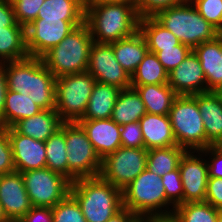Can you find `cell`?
Instances as JSON below:
<instances>
[{
    "instance_id": "obj_23",
    "label": "cell",
    "mask_w": 222,
    "mask_h": 222,
    "mask_svg": "<svg viewBox=\"0 0 222 222\" xmlns=\"http://www.w3.org/2000/svg\"><path fill=\"white\" fill-rule=\"evenodd\" d=\"M109 44L113 47L117 61L130 76L149 51L146 39L139 30L132 36Z\"/></svg>"
},
{
    "instance_id": "obj_14",
    "label": "cell",
    "mask_w": 222,
    "mask_h": 222,
    "mask_svg": "<svg viewBox=\"0 0 222 222\" xmlns=\"http://www.w3.org/2000/svg\"><path fill=\"white\" fill-rule=\"evenodd\" d=\"M196 152L186 151L180 159L179 172L183 187V203L205 202L208 181L207 160L200 158L201 155H194Z\"/></svg>"
},
{
    "instance_id": "obj_10",
    "label": "cell",
    "mask_w": 222,
    "mask_h": 222,
    "mask_svg": "<svg viewBox=\"0 0 222 222\" xmlns=\"http://www.w3.org/2000/svg\"><path fill=\"white\" fill-rule=\"evenodd\" d=\"M148 149L121 146L101 160L99 177L124 190L147 165Z\"/></svg>"
},
{
    "instance_id": "obj_16",
    "label": "cell",
    "mask_w": 222,
    "mask_h": 222,
    "mask_svg": "<svg viewBox=\"0 0 222 222\" xmlns=\"http://www.w3.org/2000/svg\"><path fill=\"white\" fill-rule=\"evenodd\" d=\"M13 163L17 172L46 167L45 142L19 134L13 127L8 128Z\"/></svg>"
},
{
    "instance_id": "obj_21",
    "label": "cell",
    "mask_w": 222,
    "mask_h": 222,
    "mask_svg": "<svg viewBox=\"0 0 222 222\" xmlns=\"http://www.w3.org/2000/svg\"><path fill=\"white\" fill-rule=\"evenodd\" d=\"M139 124L145 149L151 150L177 145L168 115L146 113L140 118Z\"/></svg>"
},
{
    "instance_id": "obj_4",
    "label": "cell",
    "mask_w": 222,
    "mask_h": 222,
    "mask_svg": "<svg viewBox=\"0 0 222 222\" xmlns=\"http://www.w3.org/2000/svg\"><path fill=\"white\" fill-rule=\"evenodd\" d=\"M70 194L87 222H107L123 207L122 190L99 176L77 179L71 183Z\"/></svg>"
},
{
    "instance_id": "obj_15",
    "label": "cell",
    "mask_w": 222,
    "mask_h": 222,
    "mask_svg": "<svg viewBox=\"0 0 222 222\" xmlns=\"http://www.w3.org/2000/svg\"><path fill=\"white\" fill-rule=\"evenodd\" d=\"M0 203L10 222H18L33 207L21 172L0 175Z\"/></svg>"
},
{
    "instance_id": "obj_11",
    "label": "cell",
    "mask_w": 222,
    "mask_h": 222,
    "mask_svg": "<svg viewBox=\"0 0 222 222\" xmlns=\"http://www.w3.org/2000/svg\"><path fill=\"white\" fill-rule=\"evenodd\" d=\"M22 177L34 207L53 208L70 193L71 182L47 167L22 172Z\"/></svg>"
},
{
    "instance_id": "obj_6",
    "label": "cell",
    "mask_w": 222,
    "mask_h": 222,
    "mask_svg": "<svg viewBox=\"0 0 222 222\" xmlns=\"http://www.w3.org/2000/svg\"><path fill=\"white\" fill-rule=\"evenodd\" d=\"M154 18L192 50L220 33L187 0L159 11Z\"/></svg>"
},
{
    "instance_id": "obj_7",
    "label": "cell",
    "mask_w": 222,
    "mask_h": 222,
    "mask_svg": "<svg viewBox=\"0 0 222 222\" xmlns=\"http://www.w3.org/2000/svg\"><path fill=\"white\" fill-rule=\"evenodd\" d=\"M177 145L187 151L206 148V134L196 95H178L169 111Z\"/></svg>"
},
{
    "instance_id": "obj_43",
    "label": "cell",
    "mask_w": 222,
    "mask_h": 222,
    "mask_svg": "<svg viewBox=\"0 0 222 222\" xmlns=\"http://www.w3.org/2000/svg\"><path fill=\"white\" fill-rule=\"evenodd\" d=\"M197 153L213 156L211 160H207L208 178H222V148L219 145H211Z\"/></svg>"
},
{
    "instance_id": "obj_36",
    "label": "cell",
    "mask_w": 222,
    "mask_h": 222,
    "mask_svg": "<svg viewBox=\"0 0 222 222\" xmlns=\"http://www.w3.org/2000/svg\"><path fill=\"white\" fill-rule=\"evenodd\" d=\"M200 15L222 34V0H190Z\"/></svg>"
},
{
    "instance_id": "obj_39",
    "label": "cell",
    "mask_w": 222,
    "mask_h": 222,
    "mask_svg": "<svg viewBox=\"0 0 222 222\" xmlns=\"http://www.w3.org/2000/svg\"><path fill=\"white\" fill-rule=\"evenodd\" d=\"M192 51L190 47L179 44L173 48L163 49L156 53L160 63L163 65L167 73L174 70Z\"/></svg>"
},
{
    "instance_id": "obj_1",
    "label": "cell",
    "mask_w": 222,
    "mask_h": 222,
    "mask_svg": "<svg viewBox=\"0 0 222 222\" xmlns=\"http://www.w3.org/2000/svg\"><path fill=\"white\" fill-rule=\"evenodd\" d=\"M6 79L8 90L23 94L43 110L55 109L56 77L42 58L6 62Z\"/></svg>"
},
{
    "instance_id": "obj_18",
    "label": "cell",
    "mask_w": 222,
    "mask_h": 222,
    "mask_svg": "<svg viewBox=\"0 0 222 222\" xmlns=\"http://www.w3.org/2000/svg\"><path fill=\"white\" fill-rule=\"evenodd\" d=\"M77 123L85 131L101 160L122 146L120 138L121 126L111 118L79 120Z\"/></svg>"
},
{
    "instance_id": "obj_52",
    "label": "cell",
    "mask_w": 222,
    "mask_h": 222,
    "mask_svg": "<svg viewBox=\"0 0 222 222\" xmlns=\"http://www.w3.org/2000/svg\"><path fill=\"white\" fill-rule=\"evenodd\" d=\"M217 222H222V210H219L218 212Z\"/></svg>"
},
{
    "instance_id": "obj_12",
    "label": "cell",
    "mask_w": 222,
    "mask_h": 222,
    "mask_svg": "<svg viewBox=\"0 0 222 222\" xmlns=\"http://www.w3.org/2000/svg\"><path fill=\"white\" fill-rule=\"evenodd\" d=\"M83 22L61 19L34 20L26 27V46L30 57L41 58Z\"/></svg>"
},
{
    "instance_id": "obj_50",
    "label": "cell",
    "mask_w": 222,
    "mask_h": 222,
    "mask_svg": "<svg viewBox=\"0 0 222 222\" xmlns=\"http://www.w3.org/2000/svg\"><path fill=\"white\" fill-rule=\"evenodd\" d=\"M0 222H10L9 219L7 218L3 206L0 203Z\"/></svg>"
},
{
    "instance_id": "obj_47",
    "label": "cell",
    "mask_w": 222,
    "mask_h": 222,
    "mask_svg": "<svg viewBox=\"0 0 222 222\" xmlns=\"http://www.w3.org/2000/svg\"><path fill=\"white\" fill-rule=\"evenodd\" d=\"M8 91L6 79V62L0 63V125L2 126V115L4 113L6 93Z\"/></svg>"
},
{
    "instance_id": "obj_51",
    "label": "cell",
    "mask_w": 222,
    "mask_h": 222,
    "mask_svg": "<svg viewBox=\"0 0 222 222\" xmlns=\"http://www.w3.org/2000/svg\"><path fill=\"white\" fill-rule=\"evenodd\" d=\"M135 222H157V221L153 220V219H140V218H138Z\"/></svg>"
},
{
    "instance_id": "obj_26",
    "label": "cell",
    "mask_w": 222,
    "mask_h": 222,
    "mask_svg": "<svg viewBox=\"0 0 222 222\" xmlns=\"http://www.w3.org/2000/svg\"><path fill=\"white\" fill-rule=\"evenodd\" d=\"M30 57L26 46V28H0V63L19 61Z\"/></svg>"
},
{
    "instance_id": "obj_45",
    "label": "cell",
    "mask_w": 222,
    "mask_h": 222,
    "mask_svg": "<svg viewBox=\"0 0 222 222\" xmlns=\"http://www.w3.org/2000/svg\"><path fill=\"white\" fill-rule=\"evenodd\" d=\"M18 222H53L50 207H32Z\"/></svg>"
},
{
    "instance_id": "obj_22",
    "label": "cell",
    "mask_w": 222,
    "mask_h": 222,
    "mask_svg": "<svg viewBox=\"0 0 222 222\" xmlns=\"http://www.w3.org/2000/svg\"><path fill=\"white\" fill-rule=\"evenodd\" d=\"M64 122L55 109L41 110L39 113L18 121L13 128L24 136L46 141Z\"/></svg>"
},
{
    "instance_id": "obj_3",
    "label": "cell",
    "mask_w": 222,
    "mask_h": 222,
    "mask_svg": "<svg viewBox=\"0 0 222 222\" xmlns=\"http://www.w3.org/2000/svg\"><path fill=\"white\" fill-rule=\"evenodd\" d=\"M122 196L123 207L140 219L163 221L169 220L173 214L169 209L173 205L166 198L161 176L147 168L122 190Z\"/></svg>"
},
{
    "instance_id": "obj_17",
    "label": "cell",
    "mask_w": 222,
    "mask_h": 222,
    "mask_svg": "<svg viewBox=\"0 0 222 222\" xmlns=\"http://www.w3.org/2000/svg\"><path fill=\"white\" fill-rule=\"evenodd\" d=\"M168 84L177 95H196L207 92V83L197 55L190 54L171 72Z\"/></svg>"
},
{
    "instance_id": "obj_5",
    "label": "cell",
    "mask_w": 222,
    "mask_h": 222,
    "mask_svg": "<svg viewBox=\"0 0 222 222\" xmlns=\"http://www.w3.org/2000/svg\"><path fill=\"white\" fill-rule=\"evenodd\" d=\"M93 43L88 25L83 22L41 58L45 66L56 78L85 72Z\"/></svg>"
},
{
    "instance_id": "obj_27",
    "label": "cell",
    "mask_w": 222,
    "mask_h": 222,
    "mask_svg": "<svg viewBox=\"0 0 222 222\" xmlns=\"http://www.w3.org/2000/svg\"><path fill=\"white\" fill-rule=\"evenodd\" d=\"M147 113L138 92L130 87L122 89L115 102L111 119L118 125L139 121Z\"/></svg>"
},
{
    "instance_id": "obj_29",
    "label": "cell",
    "mask_w": 222,
    "mask_h": 222,
    "mask_svg": "<svg viewBox=\"0 0 222 222\" xmlns=\"http://www.w3.org/2000/svg\"><path fill=\"white\" fill-rule=\"evenodd\" d=\"M86 0H45L36 19L84 21Z\"/></svg>"
},
{
    "instance_id": "obj_53",
    "label": "cell",
    "mask_w": 222,
    "mask_h": 222,
    "mask_svg": "<svg viewBox=\"0 0 222 222\" xmlns=\"http://www.w3.org/2000/svg\"><path fill=\"white\" fill-rule=\"evenodd\" d=\"M217 93L220 95V97L222 98V87L217 91Z\"/></svg>"
},
{
    "instance_id": "obj_19",
    "label": "cell",
    "mask_w": 222,
    "mask_h": 222,
    "mask_svg": "<svg viewBox=\"0 0 222 222\" xmlns=\"http://www.w3.org/2000/svg\"><path fill=\"white\" fill-rule=\"evenodd\" d=\"M197 55L207 83V92H217L222 87V34L193 49Z\"/></svg>"
},
{
    "instance_id": "obj_41",
    "label": "cell",
    "mask_w": 222,
    "mask_h": 222,
    "mask_svg": "<svg viewBox=\"0 0 222 222\" xmlns=\"http://www.w3.org/2000/svg\"><path fill=\"white\" fill-rule=\"evenodd\" d=\"M121 145L126 148H144L143 134L139 121L121 125Z\"/></svg>"
},
{
    "instance_id": "obj_30",
    "label": "cell",
    "mask_w": 222,
    "mask_h": 222,
    "mask_svg": "<svg viewBox=\"0 0 222 222\" xmlns=\"http://www.w3.org/2000/svg\"><path fill=\"white\" fill-rule=\"evenodd\" d=\"M43 110L33 100L23 94L8 90L6 93L2 126L13 127L18 121L31 117Z\"/></svg>"
},
{
    "instance_id": "obj_24",
    "label": "cell",
    "mask_w": 222,
    "mask_h": 222,
    "mask_svg": "<svg viewBox=\"0 0 222 222\" xmlns=\"http://www.w3.org/2000/svg\"><path fill=\"white\" fill-rule=\"evenodd\" d=\"M121 90L113 85L95 82L87 109L81 120L110 119Z\"/></svg>"
},
{
    "instance_id": "obj_13",
    "label": "cell",
    "mask_w": 222,
    "mask_h": 222,
    "mask_svg": "<svg viewBox=\"0 0 222 222\" xmlns=\"http://www.w3.org/2000/svg\"><path fill=\"white\" fill-rule=\"evenodd\" d=\"M96 82L113 85L120 89L131 87V76L117 61L113 47L108 43H93L87 70Z\"/></svg>"
},
{
    "instance_id": "obj_46",
    "label": "cell",
    "mask_w": 222,
    "mask_h": 222,
    "mask_svg": "<svg viewBox=\"0 0 222 222\" xmlns=\"http://www.w3.org/2000/svg\"><path fill=\"white\" fill-rule=\"evenodd\" d=\"M22 26L17 23L14 9L10 0H0V28Z\"/></svg>"
},
{
    "instance_id": "obj_48",
    "label": "cell",
    "mask_w": 222,
    "mask_h": 222,
    "mask_svg": "<svg viewBox=\"0 0 222 222\" xmlns=\"http://www.w3.org/2000/svg\"><path fill=\"white\" fill-rule=\"evenodd\" d=\"M137 219L138 217L133 212L122 207L107 222H135Z\"/></svg>"
},
{
    "instance_id": "obj_9",
    "label": "cell",
    "mask_w": 222,
    "mask_h": 222,
    "mask_svg": "<svg viewBox=\"0 0 222 222\" xmlns=\"http://www.w3.org/2000/svg\"><path fill=\"white\" fill-rule=\"evenodd\" d=\"M65 143L68 162V180L98 177L101 158L85 131L77 122H65Z\"/></svg>"
},
{
    "instance_id": "obj_44",
    "label": "cell",
    "mask_w": 222,
    "mask_h": 222,
    "mask_svg": "<svg viewBox=\"0 0 222 222\" xmlns=\"http://www.w3.org/2000/svg\"><path fill=\"white\" fill-rule=\"evenodd\" d=\"M205 202L222 210V178H208Z\"/></svg>"
},
{
    "instance_id": "obj_32",
    "label": "cell",
    "mask_w": 222,
    "mask_h": 222,
    "mask_svg": "<svg viewBox=\"0 0 222 222\" xmlns=\"http://www.w3.org/2000/svg\"><path fill=\"white\" fill-rule=\"evenodd\" d=\"M46 167L68 179L65 122L45 141Z\"/></svg>"
},
{
    "instance_id": "obj_54",
    "label": "cell",
    "mask_w": 222,
    "mask_h": 222,
    "mask_svg": "<svg viewBox=\"0 0 222 222\" xmlns=\"http://www.w3.org/2000/svg\"><path fill=\"white\" fill-rule=\"evenodd\" d=\"M157 222H170L169 220L157 221Z\"/></svg>"
},
{
    "instance_id": "obj_37",
    "label": "cell",
    "mask_w": 222,
    "mask_h": 222,
    "mask_svg": "<svg viewBox=\"0 0 222 222\" xmlns=\"http://www.w3.org/2000/svg\"><path fill=\"white\" fill-rule=\"evenodd\" d=\"M17 23L25 28L36 20L39 8L45 0H10Z\"/></svg>"
},
{
    "instance_id": "obj_40",
    "label": "cell",
    "mask_w": 222,
    "mask_h": 222,
    "mask_svg": "<svg viewBox=\"0 0 222 222\" xmlns=\"http://www.w3.org/2000/svg\"><path fill=\"white\" fill-rule=\"evenodd\" d=\"M15 171L8 128L0 125V175Z\"/></svg>"
},
{
    "instance_id": "obj_49",
    "label": "cell",
    "mask_w": 222,
    "mask_h": 222,
    "mask_svg": "<svg viewBox=\"0 0 222 222\" xmlns=\"http://www.w3.org/2000/svg\"><path fill=\"white\" fill-rule=\"evenodd\" d=\"M137 1L138 0H86V3H126L134 6L137 11Z\"/></svg>"
},
{
    "instance_id": "obj_42",
    "label": "cell",
    "mask_w": 222,
    "mask_h": 222,
    "mask_svg": "<svg viewBox=\"0 0 222 222\" xmlns=\"http://www.w3.org/2000/svg\"><path fill=\"white\" fill-rule=\"evenodd\" d=\"M187 0H138L137 14L140 18L154 17L159 11L181 4Z\"/></svg>"
},
{
    "instance_id": "obj_25",
    "label": "cell",
    "mask_w": 222,
    "mask_h": 222,
    "mask_svg": "<svg viewBox=\"0 0 222 222\" xmlns=\"http://www.w3.org/2000/svg\"><path fill=\"white\" fill-rule=\"evenodd\" d=\"M134 88L149 114L168 115L178 96L169 84H149Z\"/></svg>"
},
{
    "instance_id": "obj_35",
    "label": "cell",
    "mask_w": 222,
    "mask_h": 222,
    "mask_svg": "<svg viewBox=\"0 0 222 222\" xmlns=\"http://www.w3.org/2000/svg\"><path fill=\"white\" fill-rule=\"evenodd\" d=\"M51 209L53 222H87L80 205L70 193Z\"/></svg>"
},
{
    "instance_id": "obj_2",
    "label": "cell",
    "mask_w": 222,
    "mask_h": 222,
    "mask_svg": "<svg viewBox=\"0 0 222 222\" xmlns=\"http://www.w3.org/2000/svg\"><path fill=\"white\" fill-rule=\"evenodd\" d=\"M136 8L126 3H85L84 22L95 43H112L139 30Z\"/></svg>"
},
{
    "instance_id": "obj_34",
    "label": "cell",
    "mask_w": 222,
    "mask_h": 222,
    "mask_svg": "<svg viewBox=\"0 0 222 222\" xmlns=\"http://www.w3.org/2000/svg\"><path fill=\"white\" fill-rule=\"evenodd\" d=\"M219 210L206 202H186L174 208L170 222H217Z\"/></svg>"
},
{
    "instance_id": "obj_33",
    "label": "cell",
    "mask_w": 222,
    "mask_h": 222,
    "mask_svg": "<svg viewBox=\"0 0 222 222\" xmlns=\"http://www.w3.org/2000/svg\"><path fill=\"white\" fill-rule=\"evenodd\" d=\"M167 83L168 73L156 54L148 51L135 72L131 75V87Z\"/></svg>"
},
{
    "instance_id": "obj_8",
    "label": "cell",
    "mask_w": 222,
    "mask_h": 222,
    "mask_svg": "<svg viewBox=\"0 0 222 222\" xmlns=\"http://www.w3.org/2000/svg\"><path fill=\"white\" fill-rule=\"evenodd\" d=\"M95 82L88 71L56 78L55 110L63 122H78L83 118Z\"/></svg>"
},
{
    "instance_id": "obj_31",
    "label": "cell",
    "mask_w": 222,
    "mask_h": 222,
    "mask_svg": "<svg viewBox=\"0 0 222 222\" xmlns=\"http://www.w3.org/2000/svg\"><path fill=\"white\" fill-rule=\"evenodd\" d=\"M186 151L178 145L148 150L146 168L162 177L179 168L180 159Z\"/></svg>"
},
{
    "instance_id": "obj_20",
    "label": "cell",
    "mask_w": 222,
    "mask_h": 222,
    "mask_svg": "<svg viewBox=\"0 0 222 222\" xmlns=\"http://www.w3.org/2000/svg\"><path fill=\"white\" fill-rule=\"evenodd\" d=\"M197 104L204 124L206 148L222 141V98L217 92L197 94Z\"/></svg>"
},
{
    "instance_id": "obj_28",
    "label": "cell",
    "mask_w": 222,
    "mask_h": 222,
    "mask_svg": "<svg viewBox=\"0 0 222 222\" xmlns=\"http://www.w3.org/2000/svg\"><path fill=\"white\" fill-rule=\"evenodd\" d=\"M139 31L146 39L149 52L155 54L163 49L181 44L180 40L154 17L140 18Z\"/></svg>"
},
{
    "instance_id": "obj_38",
    "label": "cell",
    "mask_w": 222,
    "mask_h": 222,
    "mask_svg": "<svg viewBox=\"0 0 222 222\" xmlns=\"http://www.w3.org/2000/svg\"><path fill=\"white\" fill-rule=\"evenodd\" d=\"M161 178L165 187L166 198L173 204L172 210L174 211L175 207L183 204V187L179 168L165 174Z\"/></svg>"
}]
</instances>
